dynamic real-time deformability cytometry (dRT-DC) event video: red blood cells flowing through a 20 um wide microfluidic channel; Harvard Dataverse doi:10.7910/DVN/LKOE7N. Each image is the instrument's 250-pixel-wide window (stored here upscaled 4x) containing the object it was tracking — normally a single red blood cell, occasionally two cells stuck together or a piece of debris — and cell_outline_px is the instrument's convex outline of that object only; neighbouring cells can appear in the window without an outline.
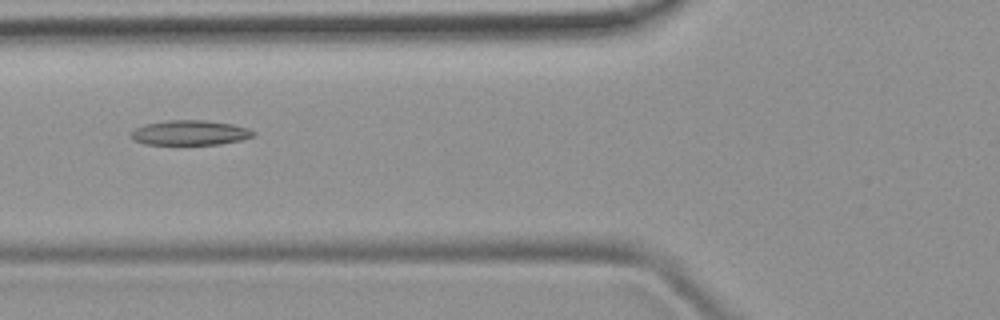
{"species": "common noctule bat (a hibernating species)", "species_latin": "Nyctalus noctula", "temperature_condition": "room temperature", "stored_images_in_passage": 50, "camera_frame_rate_fps": 3000, "um_per_image_px": 0.085, "animal": {"sex": "female", "body_mass_g": 19.9}, "frame": {"image": 1, "passage_image": 19, "time_ms": 6.0, "image_size_px": [1000, 320], "cell_outline_px": [[256, 136], [240, 140], [220, 144], [144, 144], [136, 140], [132, 136], [132, 132], [136, 128], [144, 124], [168, 120], [204, 120], [232, 124], [248, 128], [256, 132]], "centroid_in_image_um": [16.2, 11.27], "position_along_channel_um": 109.6, "area_um2": 17.57}}
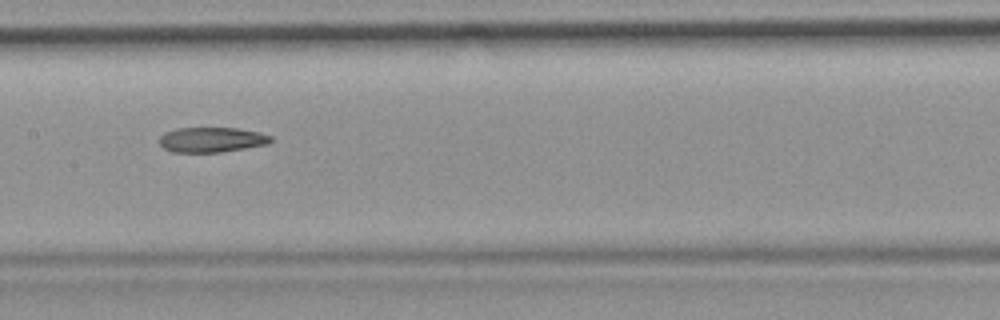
{"frame": {"image": 2, "passage_image": 25, "time_ms": 8.0, "image_size_px": [1000, 320], "cell_outline_px": [[272, 140], [268, 144], [220, 152], [172, 152], [164, 148], [160, 144], [160, 136], [164, 132], [176, 128], [236, 128], [260, 132], [272, 136]], "centroid_in_image_um": [17.99, 11.87], "position_along_channel_um": 189.4, "area_um2": 16.24}}
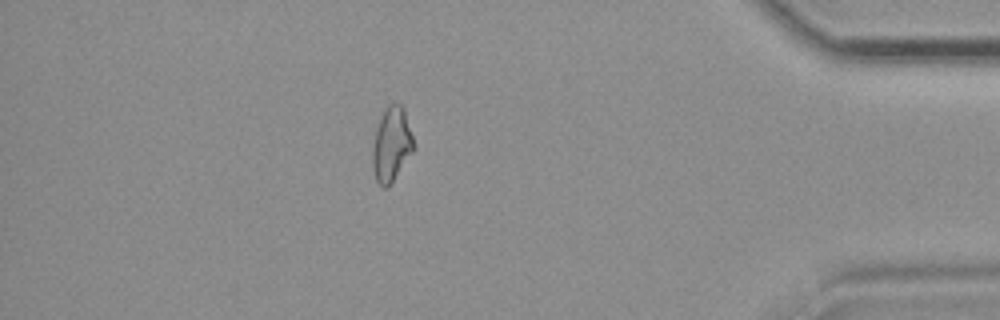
{"frame": {"image": 3, "passage_image": 44, "time_ms": 14.333, "image_size_px": [1000, 320], "cell_outline_px": [[412, 152], [388, 188], [384, 188], [376, 180], [372, 164], [372, 148], [376, 128], [388, 104], [400, 104], [404, 108], [412, 136]], "centroid_in_image_um": [33.25, 12.29], "position_along_channel_um": 401.9, "area_um2": 17.34}, "authors_computed_cell_mechanics": {"area_um2": 17.8602, "velocity_mm_per_s": 3.9834, "shape_relaxation_time_tau1_ms": null, "shape_relaxation_time_tau2_ms": 9.9139, "deformation_change_tau1": null, "deformation_change_tau2": 0.2175}}